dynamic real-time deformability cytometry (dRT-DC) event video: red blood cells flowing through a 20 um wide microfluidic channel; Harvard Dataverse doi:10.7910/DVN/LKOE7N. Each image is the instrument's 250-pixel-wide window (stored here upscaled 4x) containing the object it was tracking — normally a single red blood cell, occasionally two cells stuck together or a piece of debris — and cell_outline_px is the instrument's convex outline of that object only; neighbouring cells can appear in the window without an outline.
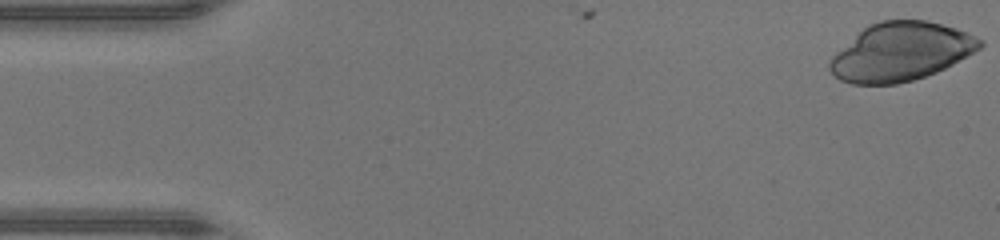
{"species": "human", "species_latin": "Homo sapiens", "temperature_condition": "warm", "stored_images_in_passage": 42, "camera_frame_rate_fps": 3000, "um_per_image_px": 0.085, "donor": {"sex": "male"}, "frame": {"image": 1, "passage_image": 1, "time_ms": 0.0, "image_size_px": [1000, 240], "cell_outline_px": [[984, 44], [980, 48], [952, 64], [936, 72], [912, 80], [896, 84], [852, 84], [840, 80], [828, 68], [828, 64], [832, 56], [836, 52], [868, 24], [880, 20], [928, 20], [956, 28], [968, 32], [984, 40]], "centroid_in_image_um": [76.57, 4.39], "position_along_channel_um": 8.4, "area_um2": 50.86}}